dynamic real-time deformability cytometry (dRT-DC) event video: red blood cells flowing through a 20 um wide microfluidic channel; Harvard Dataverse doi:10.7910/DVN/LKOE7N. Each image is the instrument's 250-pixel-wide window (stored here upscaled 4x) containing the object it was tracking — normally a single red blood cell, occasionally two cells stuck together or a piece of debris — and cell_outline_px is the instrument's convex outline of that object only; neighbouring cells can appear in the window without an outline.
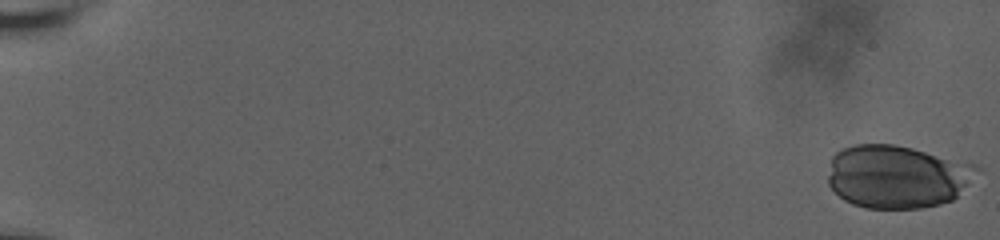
{"species": "human", "species_latin": "Homo sapiens", "temperature_condition": "room temperature", "stored_images_in_passage": 25, "camera_frame_rate_fps": 3000, "um_per_image_px": 0.085, "donor": {"sex": "male"}, "frame": {"image": 1, "passage_image": 1, "time_ms": 0.0, "image_size_px": [1000, 240], "cell_outline_px": [[968, 184], [952, 200], [940, 204], [920, 208], [868, 208], [852, 204], [844, 200], [828, 184], [828, 176], [832, 156], [836, 152], [844, 148], [856, 144], [896, 144], [912, 148], [924, 152], [944, 160], [952, 164], [968, 180]], "centroid_in_image_um": [75.92, 15.05], "position_along_channel_um": 9.1, "area_um2": 51.44}}
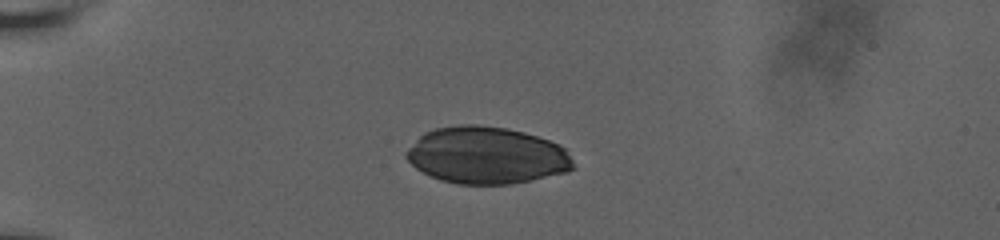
{"frame": {"image": 2, "passage_image": 11, "time_ms": 5.667, "image_size_px": [1000, 240], "cell_outline_px": [[576, 168], [568, 172], [532, 180], [512, 184], [456, 184], [440, 180], [416, 168], [404, 156], [404, 152], [424, 132], [436, 128], [460, 124], [476, 124], [508, 128], [524, 132], [560, 144], [564, 148], [572, 160]], "centroid_in_image_um": [41.37, 13.2], "position_along_channel_um": 43.6, "area_um2": 55.72}}